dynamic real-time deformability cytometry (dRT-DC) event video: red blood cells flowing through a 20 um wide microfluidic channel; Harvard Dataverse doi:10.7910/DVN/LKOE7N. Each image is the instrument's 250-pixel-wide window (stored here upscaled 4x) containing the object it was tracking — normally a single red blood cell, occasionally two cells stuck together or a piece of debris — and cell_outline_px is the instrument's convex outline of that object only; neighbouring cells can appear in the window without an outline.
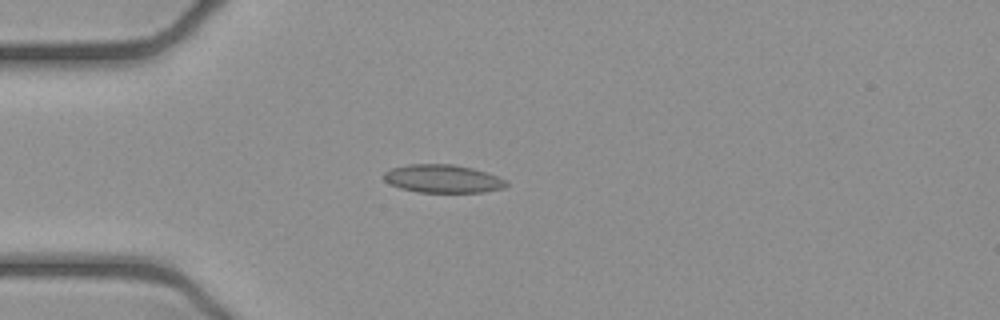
{"species": "common noctule bat (a hibernating species)", "species_latin": "Nyctalus noctula", "temperature_condition": "cold", "stored_images_in_passage": 51, "camera_frame_rate_fps": 3000, "um_per_image_px": 0.085, "animal": {"sex": "female", "body_mass_g": 21.9}, "frame": {"image": 1, "passage_image": 13, "time_ms": 4.0, "image_size_px": [1000, 320], "cell_outline_px": [[508, 184], [504, 188], [484, 192], [416, 192], [400, 188], [388, 184], [384, 180], [384, 172], [392, 168], [408, 164], [452, 164], [472, 168], [508, 180]], "centroid_in_image_um": [37.62, 15.2], "position_along_channel_um": 47.4, "area_um2": 20.11}}
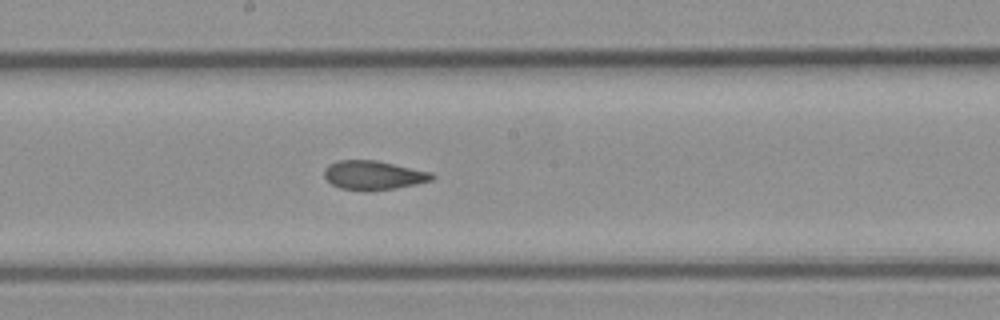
{"frame": {"image": 2, "passage_image": 27, "time_ms": 8.667, "image_size_px": [1000, 320], "cell_outline_px": [[436, 176], [432, 180], [416, 184], [396, 188], [368, 192], [364, 192], [340, 188], [332, 184], [324, 176], [324, 168], [328, 164], [336, 160], [376, 160], [432, 172]], "centroid_in_image_um": [31.73, 14.9], "position_along_channel_um": 216.5, "area_um2": 18.55}}
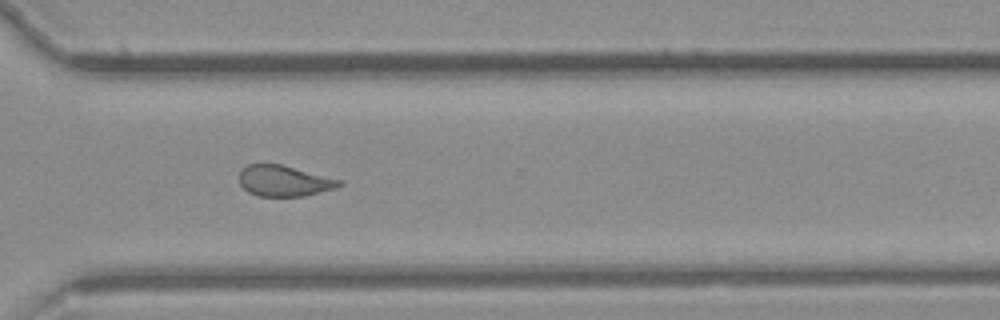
{"frame": {"image": 3, "passage_image": 37, "time_ms": 12.0, "image_size_px": [1000, 320], "cell_outline_px": [[344, 184], [336, 188], [304, 196], [260, 196], [248, 192], [240, 184], [240, 168], [248, 164], [280, 164], [340, 180]], "centroid_in_image_um": [24.12, 15.38], "position_along_channel_um": 346.5, "area_um2": 17.8}, "authors_computed_cell_mechanics": {"area_um2": 19.1318, "velocity_mm_per_s": 3.9193, "shape_relaxation_time_tau1_ms": null, "shape_relaxation_time_tau2_ms": 1.9882, "deformation_change_tau1": null, "deformation_change_tau2": 0.0534}}